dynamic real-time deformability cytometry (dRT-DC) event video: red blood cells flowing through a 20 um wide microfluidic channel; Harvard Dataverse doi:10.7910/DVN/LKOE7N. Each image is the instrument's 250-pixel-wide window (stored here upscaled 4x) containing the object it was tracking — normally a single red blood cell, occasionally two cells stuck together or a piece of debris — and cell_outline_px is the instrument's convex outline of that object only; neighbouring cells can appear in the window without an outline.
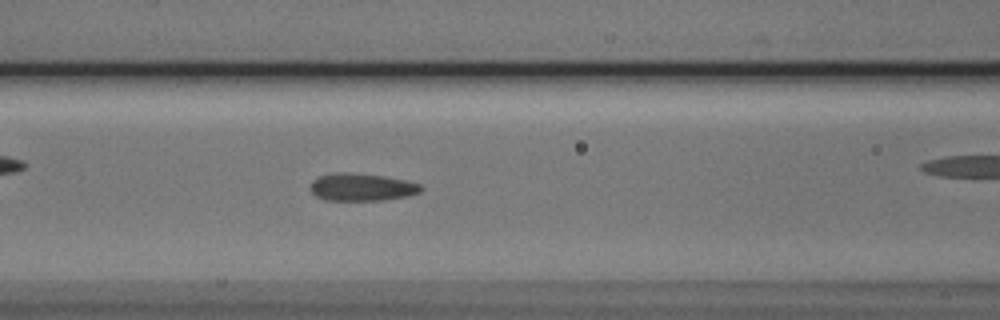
{"species": "Egyptian fruit bat (a non-hibernating species)", "species_latin": "Rousettus aegyptiacus", "temperature_condition": "cold", "stored_images_in_passage": 38, "camera_frame_rate_fps": 3000, "um_per_image_px": 0.085, "animal": {"sex": "male"}, "frame": {"image": 1, "passage_image": 6, "time_ms": 1.667, "image_size_px": [1000, 320], "cell_outline_px": [[424, 188], [420, 192], [408, 196], [384, 200], [324, 200], [316, 196], [308, 188], [312, 180], [320, 176], [336, 172], [352, 172], [384, 176], [404, 180], [420, 184]], "centroid_in_image_um": [30.72, 15.9], "position_along_channel_um": 135.9, "area_um2": 17.92}}
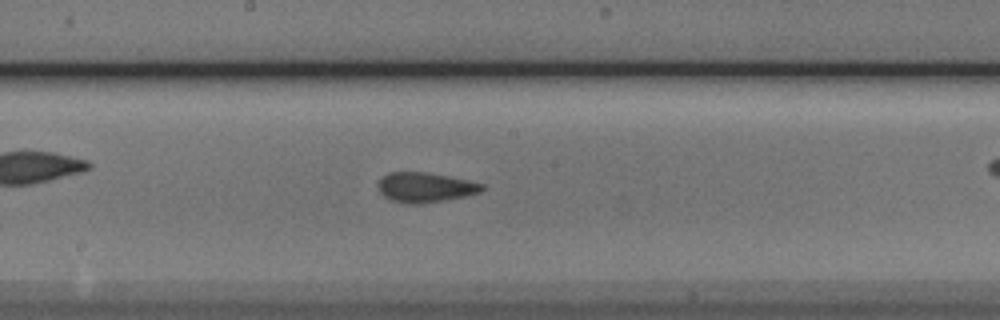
{"frame": {"image": 2, "passage_image": 12, "time_ms": 3.667, "image_size_px": [1000, 320], "cell_outline_px": [[484, 188], [480, 192], [464, 196], [424, 204], [408, 204], [392, 200], [384, 196], [376, 188], [376, 184], [388, 172], [424, 172], [448, 176], [484, 184]], "centroid_in_image_um": [36.1, 15.93], "position_along_channel_um": 212.1, "area_um2": 18.03}}
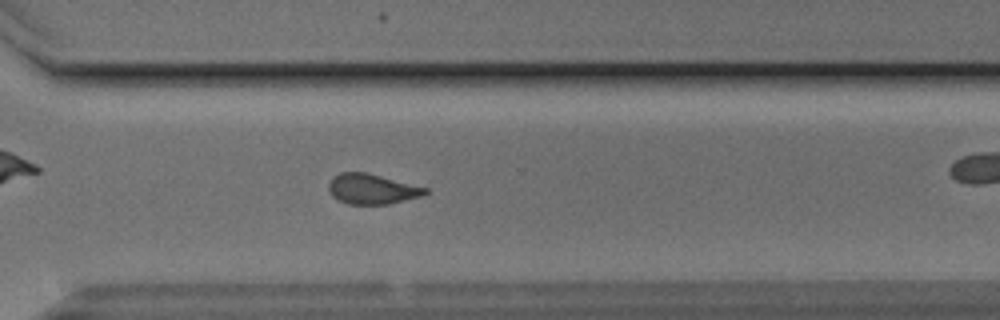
{"frame": {"image": 3, "passage_image": 22, "time_ms": 7.0, "image_size_px": [1000, 320], "cell_outline_px": [[432, 192], [424, 196], [388, 204], [348, 204], [336, 200], [332, 196], [328, 188], [328, 184], [332, 176], [340, 172], [368, 172], [428, 188]], "centroid_in_image_um": [31.64, 16.06], "position_along_channel_um": 339.0, "area_um2": 17.4}, "authors_computed_cell_mechanics": {"area_um2": 17.4267, "velocity_mm_per_s": 3.8209, "shape_relaxation_time_tau1_ms": 3.8069, "shape_relaxation_time_tau2_ms": 0.965, "deformation_change_tau1": 0.1214, "deformation_change_tau2": 0.075}}